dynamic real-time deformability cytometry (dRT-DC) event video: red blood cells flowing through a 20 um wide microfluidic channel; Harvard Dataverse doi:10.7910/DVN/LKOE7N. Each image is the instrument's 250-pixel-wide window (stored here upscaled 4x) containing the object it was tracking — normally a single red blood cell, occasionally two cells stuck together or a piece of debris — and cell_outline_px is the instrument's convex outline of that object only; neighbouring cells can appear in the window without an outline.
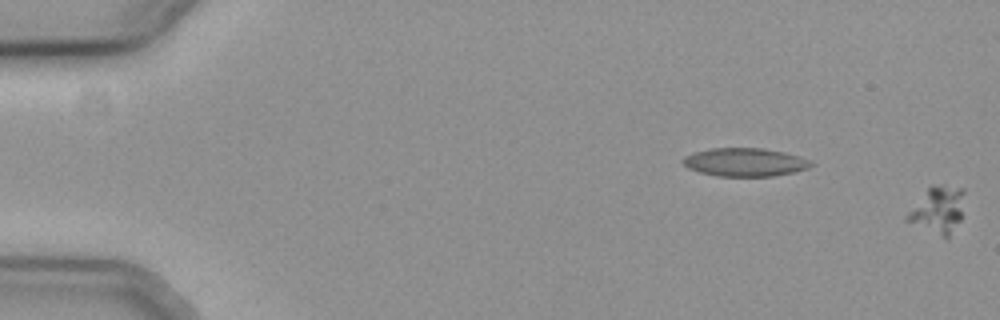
{"species": "common noctule bat (a hibernating species)", "species_latin": "Nyctalus noctula", "temperature_condition": "cold", "stored_images_in_passage": 59, "camera_frame_rate_fps": 3000, "um_per_image_px": 0.085, "animal": {"sex": "female", "body_mass_g": 19.3, "forearm_length_mm": 54.1}, "frame": {"image": 1, "passage_image": 1, "time_ms": 0.0, "image_size_px": [1000, 320], "cell_outline_px": [[964, 192], [960, 220], [948, 236], [944, 236], [904, 220], [904, 216], [928, 188], [932, 184], [964, 188]], "centroid_in_image_um": [79.71, 17.79], "position_along_channel_um": 5.3, "area_um2": 15.03}}
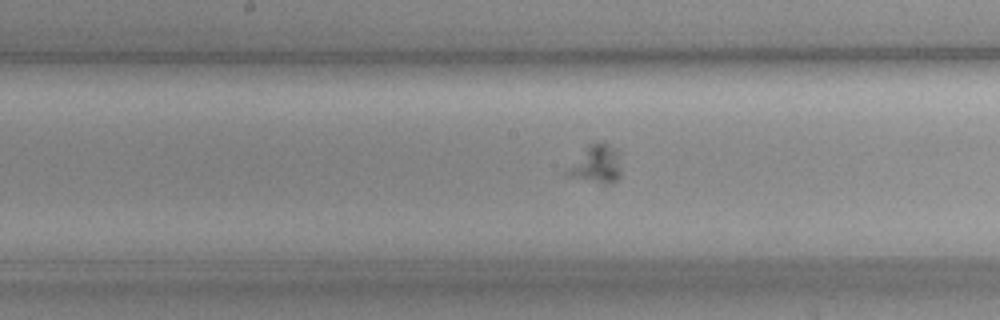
{"frame": {"image": 2, "passage_image": 32, "time_ms": 10.333, "image_size_px": [1000, 320], "cell_outline_px": [[620, 176], [616, 180], [608, 184], [604, 184], [584, 180], [568, 176], [564, 172], [588, 144], [600, 140], [604, 140], [616, 148], [620, 172]], "centroid_in_image_um": [50.67, 13.92], "position_along_channel_um": 197.5, "area_um2": 12.02}}
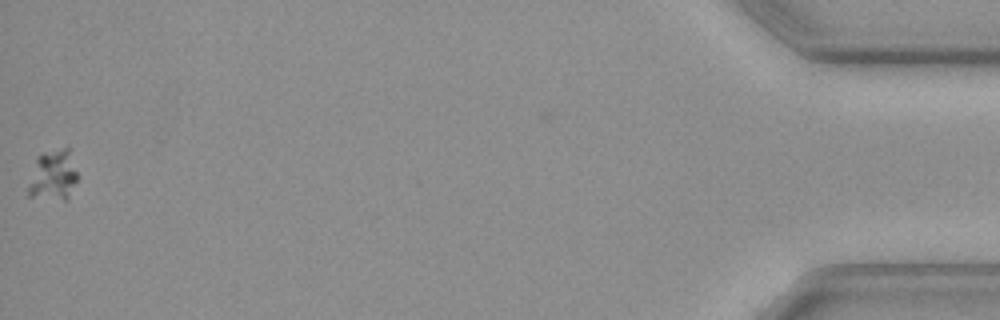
{"frame": {"image": 3, "passage_image": 59, "time_ms": 19.333, "image_size_px": [1000, 320], "cell_outline_px": [[76, 180], [68, 200], [64, 200], [28, 196], [28, 188], [36, 156], [64, 148], [68, 148], [76, 172]], "centroid_in_image_um": [4.5, 14.94], "position_along_channel_um": 430.7, "area_um2": 14.05}}